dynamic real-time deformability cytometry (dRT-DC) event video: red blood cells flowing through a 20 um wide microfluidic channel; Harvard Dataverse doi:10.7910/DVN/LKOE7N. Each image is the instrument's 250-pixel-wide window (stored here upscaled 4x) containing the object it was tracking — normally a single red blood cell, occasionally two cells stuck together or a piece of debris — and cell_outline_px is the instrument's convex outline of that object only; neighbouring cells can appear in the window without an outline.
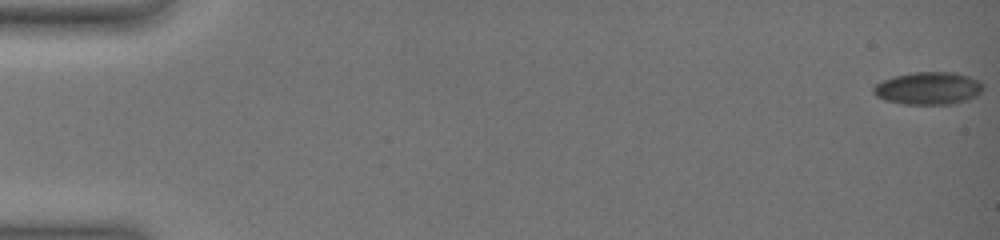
{"species": "common noctule bat (a hibernating species)", "species_latin": "Nyctalus noctula", "temperature_condition": "warm", "stored_images_in_passage": 67, "camera_frame_rate_fps": 3000, "um_per_image_px": 0.085, "animal": {"sex": "female", "body_mass_g": 19.0, "forearm_length_mm": 51.5}, "frame": {"image": 1, "passage_image": 1, "time_ms": 0.0, "image_size_px": [1000, 240], "cell_outline_px": [[984, 88], [976, 96], [968, 100], [948, 104], [904, 104], [884, 100], [876, 96], [872, 92], [872, 88], [876, 84], [884, 80], [896, 76], [912, 72], [952, 72], [968, 76], [980, 80], [984, 84]], "centroid_in_image_um": [78.92, 7.5], "position_along_channel_um": 6.1, "area_um2": 20.87}}
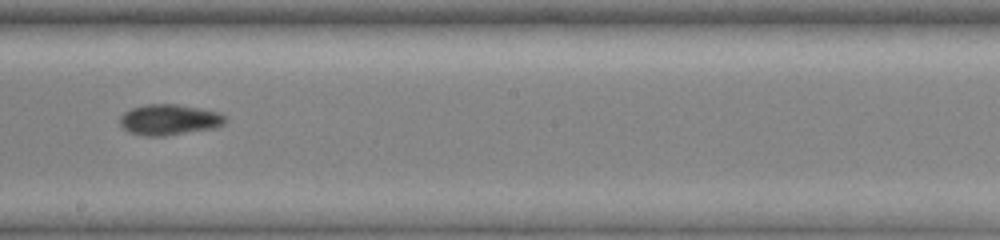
{"frame": {"image": 2, "passage_image": 41, "time_ms": 11.333, "image_size_px": [1000, 240], "cell_outline_px": [[228, 120], [224, 124], [216, 128], [164, 136], [144, 136], [128, 132], [120, 124], [120, 116], [124, 112], [132, 108], [144, 104], [176, 104], [200, 108], [220, 112], [228, 116]], "centroid_in_image_um": [14.43, 10.17], "position_along_channel_um": 233.8, "area_um2": 19.19}}
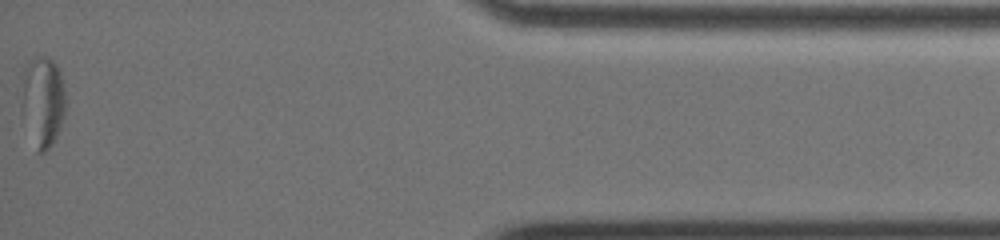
{"frame": {"image": 3, "passage_image": 67, "time_ms": 18.333, "image_size_px": [1000, 240], "cell_outline_px": [[64, 116], [56, 136], [52, 144], [44, 152], [36, 152], [20, 112], [20, 104], [24, 68], [36, 56], [44, 56], [52, 60], [56, 64], [60, 72], [64, 88]], "centroid_in_image_um": [3.6, 8.64], "position_along_channel_um": 431.6, "area_um2": 23.41}, "authors_computed_cell_mechanics": {"area_um2": 19.7676, "velocity_mm_per_s": 3.589, "shape_relaxation_time_tau1_ms": null, "shape_relaxation_time_tau2_ms": 3.6264, "deformation_change_tau1": null, "deformation_change_tau2": 0.0699}}